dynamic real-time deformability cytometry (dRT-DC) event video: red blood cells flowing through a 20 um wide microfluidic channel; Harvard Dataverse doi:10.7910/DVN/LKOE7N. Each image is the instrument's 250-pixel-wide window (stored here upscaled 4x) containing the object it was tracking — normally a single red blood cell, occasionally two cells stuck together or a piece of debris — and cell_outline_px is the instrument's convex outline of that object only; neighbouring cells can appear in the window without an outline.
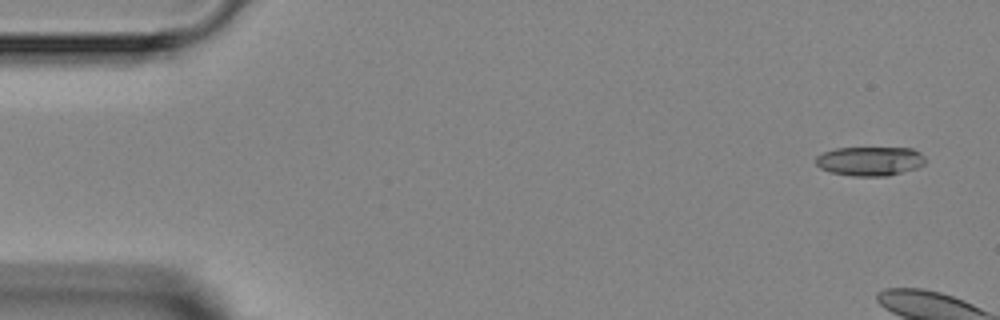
{"species": "Egyptian fruit bat (a non-hibernating species)", "species_latin": "Rousettus aegyptiacus", "temperature_condition": "room temperature", "stored_images_in_passage": 5, "camera_frame_rate_fps": 3000, "um_per_image_px": 0.085, "animal": {"sex": "female"}, "frame": {"image": 1, "passage_image": 1, "time_ms": 0.0, "image_size_px": [1000, 320], "cell_outline_px": [[924, 164], [916, 168], [888, 176], [852, 176], [832, 172], [820, 168], [816, 164], [816, 156], [824, 152], [836, 148], [912, 148], [920, 152], [924, 156]], "centroid_in_image_um": [73.94, 13.69], "position_along_channel_um": 11.1, "area_um2": 18.55}}
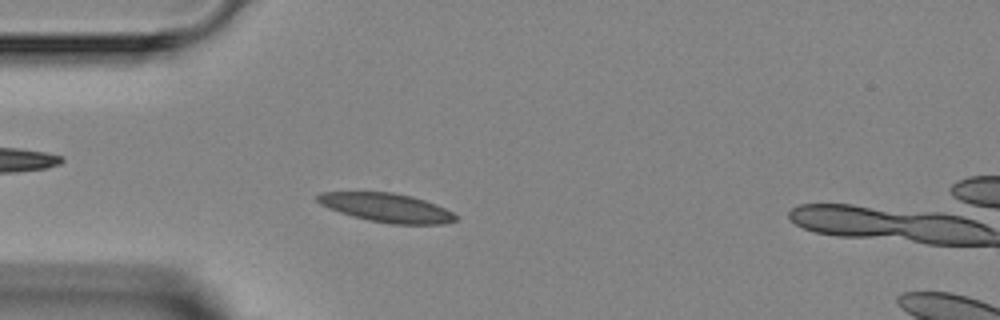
{"frame": {"image": 2, "passage_image": 5, "time_ms": 4.667, "image_size_px": [1000, 320], "cell_outline_px": [[456, 220], [444, 224], [392, 224], [368, 220], [352, 216], [328, 208], [320, 204], [316, 200], [316, 196], [320, 192], [392, 192], [412, 196], [436, 204], [452, 212], [456, 216]], "centroid_in_image_um": [32.84, 17.65], "position_along_channel_um": 52.2, "area_um2": 23.18}}